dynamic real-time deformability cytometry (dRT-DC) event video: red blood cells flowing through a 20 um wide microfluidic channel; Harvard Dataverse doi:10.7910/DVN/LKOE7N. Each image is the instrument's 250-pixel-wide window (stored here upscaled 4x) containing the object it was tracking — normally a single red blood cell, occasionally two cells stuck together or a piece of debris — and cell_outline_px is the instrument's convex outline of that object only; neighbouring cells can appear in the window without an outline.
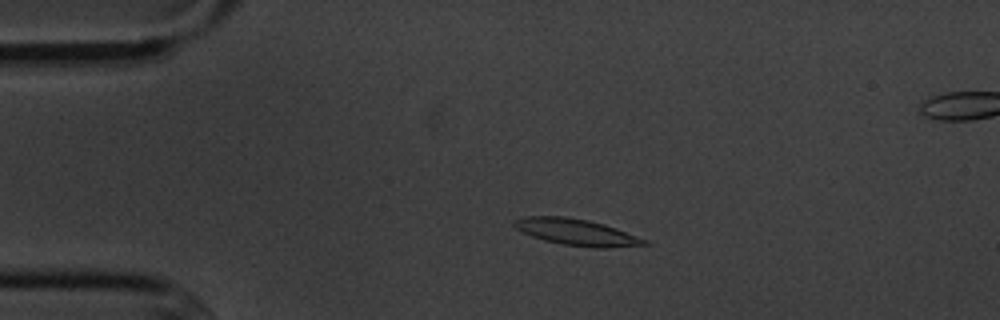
{"species": "common noctule bat (a hibernating species)", "species_latin": "Nyctalus noctula", "temperature_condition": "cold", "stored_images_in_passage": 5, "camera_frame_rate_fps": 3000, "um_per_image_px": 0.085, "animal": {"sex": "male", "body_mass_g": 20.1, "forearm_length_mm": 53.5}, "frame": {"image": 1, "passage_image": 3, "time_ms": 2.333, "image_size_px": [1000, 320], "cell_outline_px": [[652, 244], [604, 248], [596, 248], [564, 244], [544, 240], [532, 236], [516, 228], [512, 224], [512, 220], [524, 216], [564, 216], [588, 220], [604, 224], [616, 228], [648, 240]], "centroid_in_image_um": [49.01, 19.72], "position_along_channel_um": 36.0, "area_um2": 20.0}}